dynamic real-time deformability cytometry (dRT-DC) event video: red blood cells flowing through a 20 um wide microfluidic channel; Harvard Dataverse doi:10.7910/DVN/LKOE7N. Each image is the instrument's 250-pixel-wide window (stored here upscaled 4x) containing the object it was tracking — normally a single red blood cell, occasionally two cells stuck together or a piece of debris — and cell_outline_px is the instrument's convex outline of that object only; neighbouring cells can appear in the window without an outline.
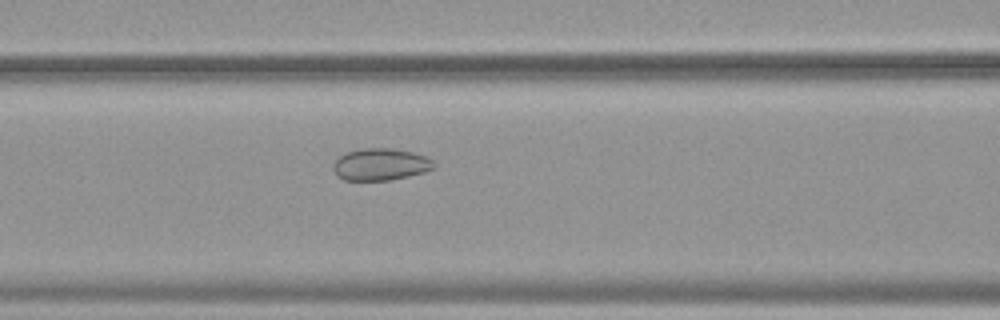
{"species": "common noctule bat (a hibernating species)", "species_latin": "Nyctalus noctula", "temperature_condition": "warm", "stored_images_in_passage": 54, "camera_frame_rate_fps": 3000, "um_per_image_px": 0.085, "animal": {"sex": "female", "body_mass_g": 19.9}, "frame": {"image": 1, "passage_image": 24, "time_ms": 7.667, "image_size_px": [1000, 320], "cell_outline_px": [[436, 164], [432, 168], [424, 172], [408, 176], [388, 180], [344, 180], [336, 176], [332, 168], [332, 164], [340, 156], [348, 152], [364, 148], [392, 148], [412, 152], [428, 156]], "centroid_in_image_um": [32.33, 13.97], "position_along_channel_um": 134.3, "area_um2": 18.79}}
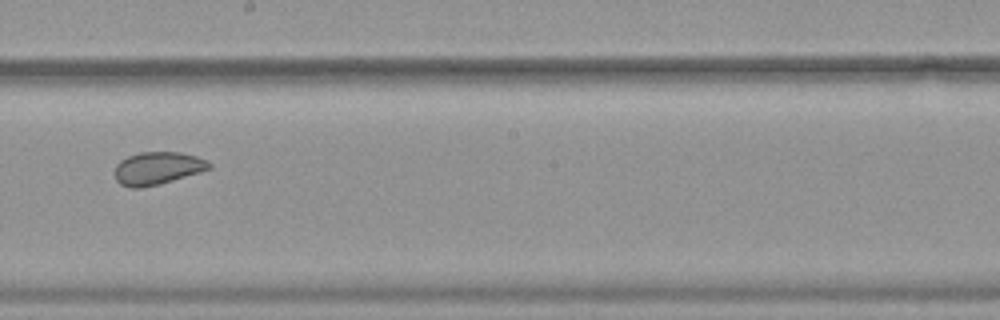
{"frame": {"image": 2, "passage_image": 32, "time_ms": 10.333, "image_size_px": [1000, 320], "cell_outline_px": [[212, 168], [200, 172], [160, 184], [140, 188], [128, 188], [120, 184], [116, 180], [112, 172], [116, 164], [120, 160], [128, 156], [140, 152], [180, 152], [196, 156], [208, 160], [212, 164]], "centroid_in_image_um": [13.36, 14.3], "position_along_channel_um": 234.8, "area_um2": 18.32}}
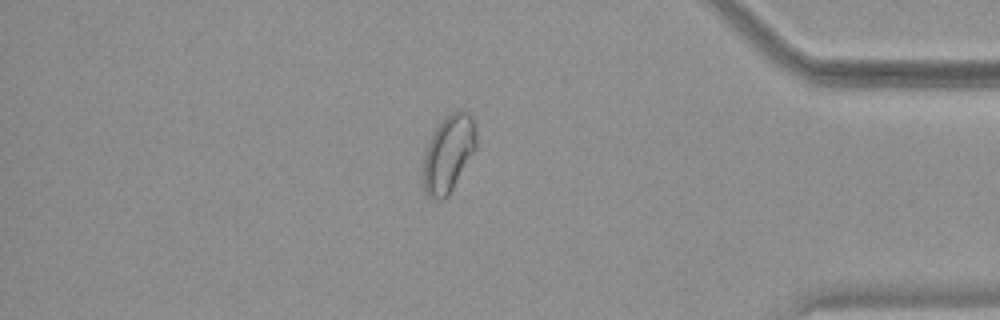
{"frame": {"image": 3, "passage_image": 47, "time_ms": 15.333, "image_size_px": [1000, 320], "cell_outline_px": [[476, 148], [448, 196], [440, 200], [436, 200], [428, 196], [424, 192], [424, 152], [436, 128], [452, 112], [460, 108], [468, 112], [472, 116], [476, 132]], "centroid_in_image_um": [38.13, 13.06], "position_along_channel_um": 397.1, "area_um2": 23.47}, "authors_computed_cell_mechanics": {"area_um2": 23.4668, "velocity_mm_per_s": 3.7983, "shape_relaxation_time_tau1_ms": null, "shape_relaxation_time_tau2_ms": 2.1762, "deformation_change_tau1": null, "deformation_change_tau2": 0.0641}}